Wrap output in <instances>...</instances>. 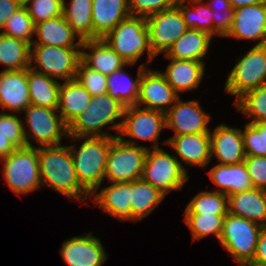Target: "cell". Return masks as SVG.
<instances>
[{"instance_id":"cell-1","label":"cell","mask_w":266,"mask_h":266,"mask_svg":"<svg viewBox=\"0 0 266 266\" xmlns=\"http://www.w3.org/2000/svg\"><path fill=\"white\" fill-rule=\"evenodd\" d=\"M39 170L42 186L84 203L91 195L80 185L68 145L38 147Z\"/></svg>"},{"instance_id":"cell-2","label":"cell","mask_w":266,"mask_h":266,"mask_svg":"<svg viewBox=\"0 0 266 266\" xmlns=\"http://www.w3.org/2000/svg\"><path fill=\"white\" fill-rule=\"evenodd\" d=\"M70 141L83 140L81 145H68L80 185L91 195L101 188L110 144L115 137L70 136Z\"/></svg>"},{"instance_id":"cell-3","label":"cell","mask_w":266,"mask_h":266,"mask_svg":"<svg viewBox=\"0 0 266 266\" xmlns=\"http://www.w3.org/2000/svg\"><path fill=\"white\" fill-rule=\"evenodd\" d=\"M124 110L125 106L108 93L94 96L87 108L68 126V135L116 138L118 135L103 131V128L106 126L119 134ZM119 118L121 121L116 122Z\"/></svg>"},{"instance_id":"cell-4","label":"cell","mask_w":266,"mask_h":266,"mask_svg":"<svg viewBox=\"0 0 266 266\" xmlns=\"http://www.w3.org/2000/svg\"><path fill=\"white\" fill-rule=\"evenodd\" d=\"M103 39L128 63L135 64L145 53L148 64L155 59L149 45L145 17L129 16L118 23Z\"/></svg>"},{"instance_id":"cell-5","label":"cell","mask_w":266,"mask_h":266,"mask_svg":"<svg viewBox=\"0 0 266 266\" xmlns=\"http://www.w3.org/2000/svg\"><path fill=\"white\" fill-rule=\"evenodd\" d=\"M1 161L3 169L0 172H2L7 186L15 195H27L42 187L38 147H18Z\"/></svg>"},{"instance_id":"cell-6","label":"cell","mask_w":266,"mask_h":266,"mask_svg":"<svg viewBox=\"0 0 266 266\" xmlns=\"http://www.w3.org/2000/svg\"><path fill=\"white\" fill-rule=\"evenodd\" d=\"M187 168L174 155L162 148L148 149L142 179L165 195L182 190L189 176Z\"/></svg>"},{"instance_id":"cell-7","label":"cell","mask_w":266,"mask_h":266,"mask_svg":"<svg viewBox=\"0 0 266 266\" xmlns=\"http://www.w3.org/2000/svg\"><path fill=\"white\" fill-rule=\"evenodd\" d=\"M262 226L228 213L223 220L219 242L239 266H247L254 258Z\"/></svg>"},{"instance_id":"cell-8","label":"cell","mask_w":266,"mask_h":266,"mask_svg":"<svg viewBox=\"0 0 266 266\" xmlns=\"http://www.w3.org/2000/svg\"><path fill=\"white\" fill-rule=\"evenodd\" d=\"M150 147L130 145L118 137L110 144L104 174L108 183L132 182L142 178L145 159Z\"/></svg>"},{"instance_id":"cell-9","label":"cell","mask_w":266,"mask_h":266,"mask_svg":"<svg viewBox=\"0 0 266 266\" xmlns=\"http://www.w3.org/2000/svg\"><path fill=\"white\" fill-rule=\"evenodd\" d=\"M57 111V109L31 104L23 111L25 112L23 126L27 146H35L32 144L34 140L38 144L37 147L62 144V138L68 137V126Z\"/></svg>"},{"instance_id":"cell-10","label":"cell","mask_w":266,"mask_h":266,"mask_svg":"<svg viewBox=\"0 0 266 266\" xmlns=\"http://www.w3.org/2000/svg\"><path fill=\"white\" fill-rule=\"evenodd\" d=\"M266 84V47L254 45L238 61L228 74L225 91L236 101L244 93Z\"/></svg>"},{"instance_id":"cell-11","label":"cell","mask_w":266,"mask_h":266,"mask_svg":"<svg viewBox=\"0 0 266 266\" xmlns=\"http://www.w3.org/2000/svg\"><path fill=\"white\" fill-rule=\"evenodd\" d=\"M164 128H166L164 112L133 105L125 107L117 137L130 145H137V139L143 142H151V149H156L160 148L158 139ZM123 136L129 138L126 139Z\"/></svg>"},{"instance_id":"cell-12","label":"cell","mask_w":266,"mask_h":266,"mask_svg":"<svg viewBox=\"0 0 266 266\" xmlns=\"http://www.w3.org/2000/svg\"><path fill=\"white\" fill-rule=\"evenodd\" d=\"M80 60L81 48L31 45L30 68L55 79H76Z\"/></svg>"},{"instance_id":"cell-13","label":"cell","mask_w":266,"mask_h":266,"mask_svg":"<svg viewBox=\"0 0 266 266\" xmlns=\"http://www.w3.org/2000/svg\"><path fill=\"white\" fill-rule=\"evenodd\" d=\"M146 26L149 45L155 57L165 54L170 46L189 29L176 5L146 18Z\"/></svg>"},{"instance_id":"cell-14","label":"cell","mask_w":266,"mask_h":266,"mask_svg":"<svg viewBox=\"0 0 266 266\" xmlns=\"http://www.w3.org/2000/svg\"><path fill=\"white\" fill-rule=\"evenodd\" d=\"M210 118V114L204 111L199 101H183L180 96L165 113L166 128L174 131L173 136L209 133Z\"/></svg>"},{"instance_id":"cell-15","label":"cell","mask_w":266,"mask_h":266,"mask_svg":"<svg viewBox=\"0 0 266 266\" xmlns=\"http://www.w3.org/2000/svg\"><path fill=\"white\" fill-rule=\"evenodd\" d=\"M178 95L159 70L147 67L140 79L137 106L166 113Z\"/></svg>"},{"instance_id":"cell-16","label":"cell","mask_w":266,"mask_h":266,"mask_svg":"<svg viewBox=\"0 0 266 266\" xmlns=\"http://www.w3.org/2000/svg\"><path fill=\"white\" fill-rule=\"evenodd\" d=\"M59 253L68 266H102L109 256L92 232L63 241Z\"/></svg>"},{"instance_id":"cell-17","label":"cell","mask_w":266,"mask_h":266,"mask_svg":"<svg viewBox=\"0 0 266 266\" xmlns=\"http://www.w3.org/2000/svg\"><path fill=\"white\" fill-rule=\"evenodd\" d=\"M226 37L237 40L258 41L255 45L266 42V2L234 9V19Z\"/></svg>"},{"instance_id":"cell-18","label":"cell","mask_w":266,"mask_h":266,"mask_svg":"<svg viewBox=\"0 0 266 266\" xmlns=\"http://www.w3.org/2000/svg\"><path fill=\"white\" fill-rule=\"evenodd\" d=\"M163 143L172 148L176 158L189 166L205 168L211 162V139L209 133L172 136Z\"/></svg>"},{"instance_id":"cell-19","label":"cell","mask_w":266,"mask_h":266,"mask_svg":"<svg viewBox=\"0 0 266 266\" xmlns=\"http://www.w3.org/2000/svg\"><path fill=\"white\" fill-rule=\"evenodd\" d=\"M211 139V158L219 164L234 165L242 163L246 157L244 152L242 129L229 127L221 123L213 132H209Z\"/></svg>"},{"instance_id":"cell-20","label":"cell","mask_w":266,"mask_h":266,"mask_svg":"<svg viewBox=\"0 0 266 266\" xmlns=\"http://www.w3.org/2000/svg\"><path fill=\"white\" fill-rule=\"evenodd\" d=\"M30 105L27 69L0 72V106L22 113ZM21 111V112H20Z\"/></svg>"},{"instance_id":"cell-21","label":"cell","mask_w":266,"mask_h":266,"mask_svg":"<svg viewBox=\"0 0 266 266\" xmlns=\"http://www.w3.org/2000/svg\"><path fill=\"white\" fill-rule=\"evenodd\" d=\"M91 198L108 216H113L119 221H131V182L110 183L100 192H93Z\"/></svg>"},{"instance_id":"cell-22","label":"cell","mask_w":266,"mask_h":266,"mask_svg":"<svg viewBox=\"0 0 266 266\" xmlns=\"http://www.w3.org/2000/svg\"><path fill=\"white\" fill-rule=\"evenodd\" d=\"M34 36L36 39L31 45L81 48L83 43V40L68 25L63 15L35 24ZM76 39L78 40L75 42Z\"/></svg>"},{"instance_id":"cell-23","label":"cell","mask_w":266,"mask_h":266,"mask_svg":"<svg viewBox=\"0 0 266 266\" xmlns=\"http://www.w3.org/2000/svg\"><path fill=\"white\" fill-rule=\"evenodd\" d=\"M81 49H84L81 50V61L106 76L125 65H129V67L135 65L120 57L104 39L83 40ZM88 50L90 51L88 52Z\"/></svg>"},{"instance_id":"cell-24","label":"cell","mask_w":266,"mask_h":266,"mask_svg":"<svg viewBox=\"0 0 266 266\" xmlns=\"http://www.w3.org/2000/svg\"><path fill=\"white\" fill-rule=\"evenodd\" d=\"M93 39H103L118 23L131 16L128 0H92Z\"/></svg>"},{"instance_id":"cell-25","label":"cell","mask_w":266,"mask_h":266,"mask_svg":"<svg viewBox=\"0 0 266 266\" xmlns=\"http://www.w3.org/2000/svg\"><path fill=\"white\" fill-rule=\"evenodd\" d=\"M229 213L266 226V190L252 188L228 196Z\"/></svg>"},{"instance_id":"cell-26","label":"cell","mask_w":266,"mask_h":266,"mask_svg":"<svg viewBox=\"0 0 266 266\" xmlns=\"http://www.w3.org/2000/svg\"><path fill=\"white\" fill-rule=\"evenodd\" d=\"M169 61L166 70L161 73L178 95L199 87L206 70L204 62L176 59Z\"/></svg>"},{"instance_id":"cell-27","label":"cell","mask_w":266,"mask_h":266,"mask_svg":"<svg viewBox=\"0 0 266 266\" xmlns=\"http://www.w3.org/2000/svg\"><path fill=\"white\" fill-rule=\"evenodd\" d=\"M215 190L227 196L254 188L244 162L234 165L216 164L207 172Z\"/></svg>"},{"instance_id":"cell-28","label":"cell","mask_w":266,"mask_h":266,"mask_svg":"<svg viewBox=\"0 0 266 266\" xmlns=\"http://www.w3.org/2000/svg\"><path fill=\"white\" fill-rule=\"evenodd\" d=\"M211 41L209 33L188 29L163 55L167 59L204 62L202 58L208 53Z\"/></svg>"},{"instance_id":"cell-29","label":"cell","mask_w":266,"mask_h":266,"mask_svg":"<svg viewBox=\"0 0 266 266\" xmlns=\"http://www.w3.org/2000/svg\"><path fill=\"white\" fill-rule=\"evenodd\" d=\"M91 98L90 93L77 79L67 80L61 84L57 110L67 126L87 108Z\"/></svg>"},{"instance_id":"cell-30","label":"cell","mask_w":266,"mask_h":266,"mask_svg":"<svg viewBox=\"0 0 266 266\" xmlns=\"http://www.w3.org/2000/svg\"><path fill=\"white\" fill-rule=\"evenodd\" d=\"M125 67L126 65L108 75L106 85L107 93L113 99L118 100L125 107H129L137 104L140 79L148 66L140 64L135 80L124 71Z\"/></svg>"},{"instance_id":"cell-31","label":"cell","mask_w":266,"mask_h":266,"mask_svg":"<svg viewBox=\"0 0 266 266\" xmlns=\"http://www.w3.org/2000/svg\"><path fill=\"white\" fill-rule=\"evenodd\" d=\"M30 104L58 109L61 82L45 74L27 69Z\"/></svg>"},{"instance_id":"cell-32","label":"cell","mask_w":266,"mask_h":266,"mask_svg":"<svg viewBox=\"0 0 266 266\" xmlns=\"http://www.w3.org/2000/svg\"><path fill=\"white\" fill-rule=\"evenodd\" d=\"M166 195L142 178L131 182V221H141L165 199Z\"/></svg>"},{"instance_id":"cell-33","label":"cell","mask_w":266,"mask_h":266,"mask_svg":"<svg viewBox=\"0 0 266 266\" xmlns=\"http://www.w3.org/2000/svg\"><path fill=\"white\" fill-rule=\"evenodd\" d=\"M31 45L23 40L0 33V64L2 71L30 68Z\"/></svg>"},{"instance_id":"cell-34","label":"cell","mask_w":266,"mask_h":266,"mask_svg":"<svg viewBox=\"0 0 266 266\" xmlns=\"http://www.w3.org/2000/svg\"><path fill=\"white\" fill-rule=\"evenodd\" d=\"M91 7L92 0H63L64 19L82 40L93 39Z\"/></svg>"},{"instance_id":"cell-35","label":"cell","mask_w":266,"mask_h":266,"mask_svg":"<svg viewBox=\"0 0 266 266\" xmlns=\"http://www.w3.org/2000/svg\"><path fill=\"white\" fill-rule=\"evenodd\" d=\"M176 6L189 29L204 31L213 37L212 11L204 0H177Z\"/></svg>"},{"instance_id":"cell-36","label":"cell","mask_w":266,"mask_h":266,"mask_svg":"<svg viewBox=\"0 0 266 266\" xmlns=\"http://www.w3.org/2000/svg\"><path fill=\"white\" fill-rule=\"evenodd\" d=\"M228 213V196L218 191H201L185 208V214L227 215Z\"/></svg>"},{"instance_id":"cell-37","label":"cell","mask_w":266,"mask_h":266,"mask_svg":"<svg viewBox=\"0 0 266 266\" xmlns=\"http://www.w3.org/2000/svg\"><path fill=\"white\" fill-rule=\"evenodd\" d=\"M234 104L238 112L252 118L248 123L266 122V84L247 91Z\"/></svg>"},{"instance_id":"cell-38","label":"cell","mask_w":266,"mask_h":266,"mask_svg":"<svg viewBox=\"0 0 266 266\" xmlns=\"http://www.w3.org/2000/svg\"><path fill=\"white\" fill-rule=\"evenodd\" d=\"M226 215L185 214L184 221L190 228L193 240H200L214 235L219 240Z\"/></svg>"},{"instance_id":"cell-39","label":"cell","mask_w":266,"mask_h":266,"mask_svg":"<svg viewBox=\"0 0 266 266\" xmlns=\"http://www.w3.org/2000/svg\"><path fill=\"white\" fill-rule=\"evenodd\" d=\"M35 25L27 9L22 6L13 13L5 22L0 33L23 40L30 45L33 42Z\"/></svg>"},{"instance_id":"cell-40","label":"cell","mask_w":266,"mask_h":266,"mask_svg":"<svg viewBox=\"0 0 266 266\" xmlns=\"http://www.w3.org/2000/svg\"><path fill=\"white\" fill-rule=\"evenodd\" d=\"M242 136L246 156H266V122H247Z\"/></svg>"},{"instance_id":"cell-41","label":"cell","mask_w":266,"mask_h":266,"mask_svg":"<svg viewBox=\"0 0 266 266\" xmlns=\"http://www.w3.org/2000/svg\"><path fill=\"white\" fill-rule=\"evenodd\" d=\"M207 6L212 11L213 37H226L234 19V9L229 0H208Z\"/></svg>"},{"instance_id":"cell-42","label":"cell","mask_w":266,"mask_h":266,"mask_svg":"<svg viewBox=\"0 0 266 266\" xmlns=\"http://www.w3.org/2000/svg\"><path fill=\"white\" fill-rule=\"evenodd\" d=\"M34 25L63 15V0H23Z\"/></svg>"},{"instance_id":"cell-43","label":"cell","mask_w":266,"mask_h":266,"mask_svg":"<svg viewBox=\"0 0 266 266\" xmlns=\"http://www.w3.org/2000/svg\"><path fill=\"white\" fill-rule=\"evenodd\" d=\"M76 79L92 97L107 93V76L86 66L81 60L77 67Z\"/></svg>"},{"instance_id":"cell-44","label":"cell","mask_w":266,"mask_h":266,"mask_svg":"<svg viewBox=\"0 0 266 266\" xmlns=\"http://www.w3.org/2000/svg\"><path fill=\"white\" fill-rule=\"evenodd\" d=\"M21 118L16 113L11 114L0 111V134L5 136L16 148L27 146L24 126Z\"/></svg>"},{"instance_id":"cell-45","label":"cell","mask_w":266,"mask_h":266,"mask_svg":"<svg viewBox=\"0 0 266 266\" xmlns=\"http://www.w3.org/2000/svg\"><path fill=\"white\" fill-rule=\"evenodd\" d=\"M177 0H128L131 16L148 18L176 5Z\"/></svg>"},{"instance_id":"cell-46","label":"cell","mask_w":266,"mask_h":266,"mask_svg":"<svg viewBox=\"0 0 266 266\" xmlns=\"http://www.w3.org/2000/svg\"><path fill=\"white\" fill-rule=\"evenodd\" d=\"M243 162L254 187L266 190V156H246Z\"/></svg>"},{"instance_id":"cell-47","label":"cell","mask_w":266,"mask_h":266,"mask_svg":"<svg viewBox=\"0 0 266 266\" xmlns=\"http://www.w3.org/2000/svg\"><path fill=\"white\" fill-rule=\"evenodd\" d=\"M247 266H266V226H263L257 241L256 253Z\"/></svg>"},{"instance_id":"cell-48","label":"cell","mask_w":266,"mask_h":266,"mask_svg":"<svg viewBox=\"0 0 266 266\" xmlns=\"http://www.w3.org/2000/svg\"><path fill=\"white\" fill-rule=\"evenodd\" d=\"M23 6V0H0V31L6 20Z\"/></svg>"},{"instance_id":"cell-49","label":"cell","mask_w":266,"mask_h":266,"mask_svg":"<svg viewBox=\"0 0 266 266\" xmlns=\"http://www.w3.org/2000/svg\"><path fill=\"white\" fill-rule=\"evenodd\" d=\"M16 147L2 134H0V160L9 156Z\"/></svg>"},{"instance_id":"cell-50","label":"cell","mask_w":266,"mask_h":266,"mask_svg":"<svg viewBox=\"0 0 266 266\" xmlns=\"http://www.w3.org/2000/svg\"><path fill=\"white\" fill-rule=\"evenodd\" d=\"M233 9L266 2V0H229Z\"/></svg>"}]
</instances>
